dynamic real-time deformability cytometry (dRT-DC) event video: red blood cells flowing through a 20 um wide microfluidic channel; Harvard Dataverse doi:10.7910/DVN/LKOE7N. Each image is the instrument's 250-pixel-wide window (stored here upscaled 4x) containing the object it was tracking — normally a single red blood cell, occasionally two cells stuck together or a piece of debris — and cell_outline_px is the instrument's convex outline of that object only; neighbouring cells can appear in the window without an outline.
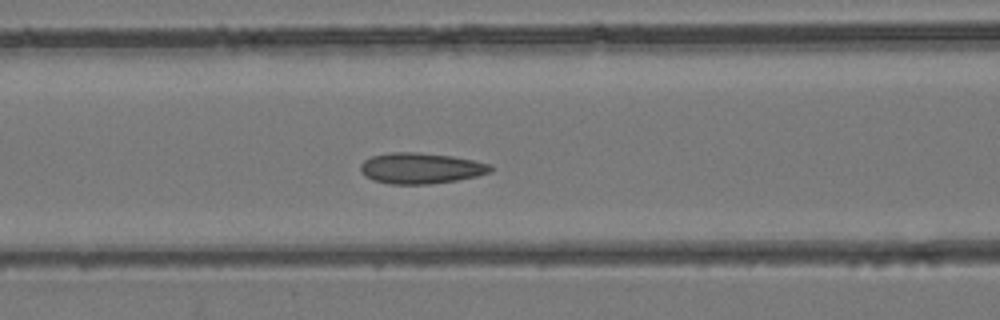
{"species": "common noctule bat (a hibernating species)", "species_latin": "Nyctalus noctula", "temperature_condition": "room temperature", "stored_images_in_passage": 42, "camera_frame_rate_fps": 3000, "um_per_image_px": 0.085, "animal": {"sex": "female", "body_mass_g": 24.6, "forearm_length_mm": 56.2}, "frame": {"image": 1, "passage_image": 17, "time_ms": 5.333, "image_size_px": [1000, 320], "cell_outline_px": [[492, 172], [476, 176], [456, 180], [428, 184], [392, 184], [372, 180], [360, 168], [360, 164], [364, 160], [372, 156], [392, 152], [416, 152], [452, 156], [492, 164]], "centroid_in_image_um": [35.79, 14.29], "position_along_channel_um": 130.8, "area_um2": 23.18}}
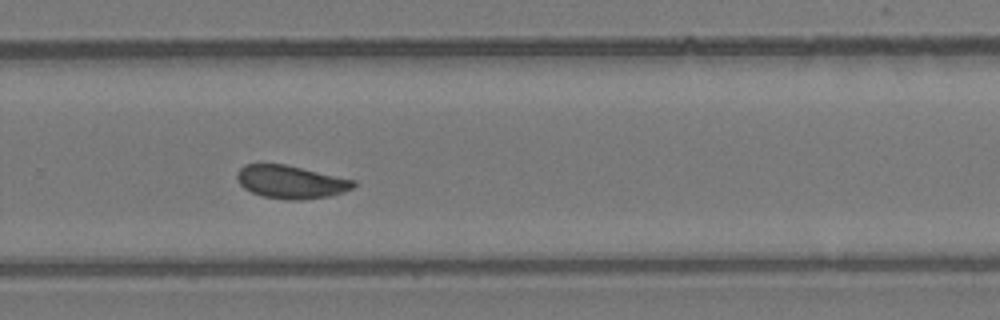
{"frame": {"image": 2, "passage_image": 28, "time_ms": 9.0, "image_size_px": [1000, 320], "cell_outline_px": [[356, 184], [352, 188], [344, 192], [328, 196], [300, 200], [288, 200], [264, 196], [252, 192], [244, 188], [240, 184], [236, 176], [236, 172], [244, 164], [284, 164], [356, 180]], "centroid_in_image_um": [24.72, 15.46], "position_along_channel_um": 305.1, "area_um2": 22.31}}
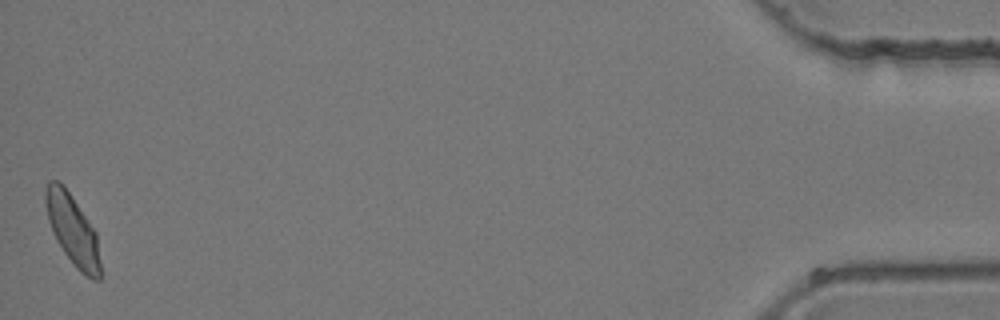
{"frame": {"image": 3, "passage_image": 42, "time_ms": 13.667, "image_size_px": [1000, 320], "cell_outline_px": [[100, 280], [92, 280], [84, 276], [72, 264], [56, 240], [48, 220], [44, 200], [44, 188], [48, 180], [60, 180], [64, 184], [96, 232], [100, 264]], "centroid_in_image_um": [6.14, 19.51], "position_along_channel_um": 429.1, "area_um2": 22.72}}